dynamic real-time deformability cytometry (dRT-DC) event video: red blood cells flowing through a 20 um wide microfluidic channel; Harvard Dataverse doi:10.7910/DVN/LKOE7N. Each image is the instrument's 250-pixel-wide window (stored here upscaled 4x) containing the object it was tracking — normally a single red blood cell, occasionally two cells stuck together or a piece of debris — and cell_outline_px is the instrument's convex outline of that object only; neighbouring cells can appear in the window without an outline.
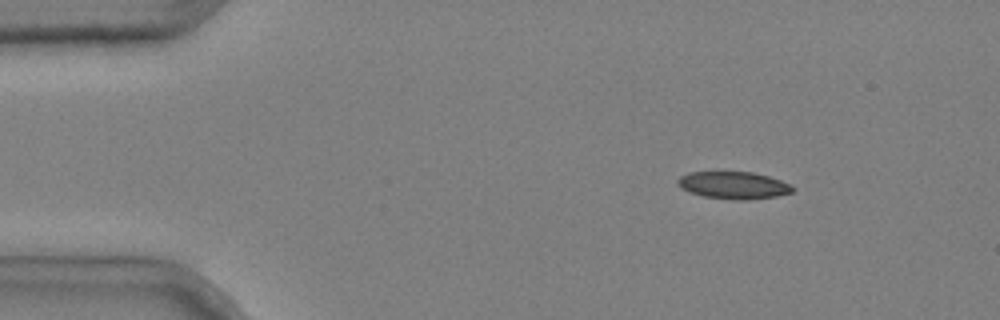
{"species": "common noctule bat (a hibernating species)", "species_latin": "Nyctalus noctula", "temperature_condition": "cold", "stored_images_in_passage": 5, "camera_frame_rate_fps": 3000, "um_per_image_px": 0.085, "animal": {"sex": "male", "body_mass_g": 20.4}, "frame": {"image": 1, "passage_image": 2, "time_ms": 0.333, "image_size_px": [1000, 320], "cell_outline_px": [[796, 188], [792, 192], [776, 196], [748, 200], [732, 200], [704, 196], [692, 192], [684, 188], [676, 180], [680, 176], [688, 172], [752, 172], [768, 176], [792, 184]], "centroid_in_image_um": [62.41, 15.74], "position_along_channel_um": 22.6, "area_um2": 18.15}}